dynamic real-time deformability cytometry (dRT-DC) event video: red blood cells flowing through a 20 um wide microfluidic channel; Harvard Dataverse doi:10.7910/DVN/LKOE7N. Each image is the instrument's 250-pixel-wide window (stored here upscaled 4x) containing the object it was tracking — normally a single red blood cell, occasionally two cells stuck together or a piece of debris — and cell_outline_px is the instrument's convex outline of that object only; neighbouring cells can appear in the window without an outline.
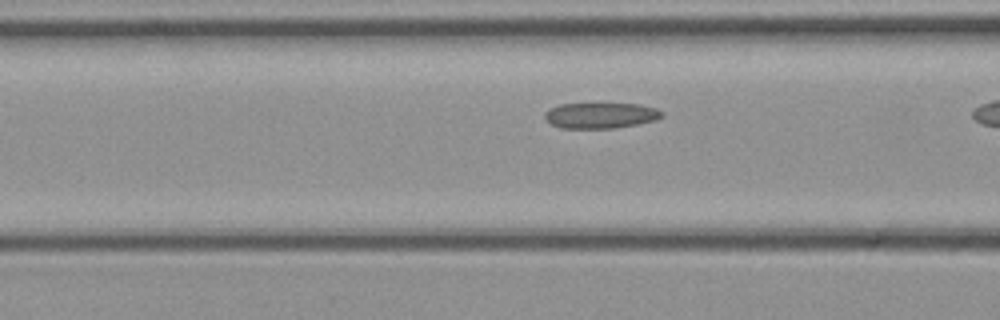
{"species": "common noctule bat (a hibernating species)", "species_latin": "Nyctalus noctula", "temperature_condition": "cold", "stored_images_in_passage": 17, "camera_frame_rate_fps": 3000, "um_per_image_px": 0.085, "animal": {"sex": "female", "body_mass_g": 21.9}, "frame": {"image": 1, "passage_image": 10, "time_ms": 3.0, "image_size_px": [1000, 320], "cell_outline_px": [[664, 116], [656, 120], [636, 124], [612, 128], [560, 128], [544, 120], [544, 112], [548, 108], [560, 104], [640, 104], [656, 108], [664, 112]], "centroid_in_image_um": [51.03, 9.81], "position_along_channel_um": 115.6, "area_um2": 17.63}}